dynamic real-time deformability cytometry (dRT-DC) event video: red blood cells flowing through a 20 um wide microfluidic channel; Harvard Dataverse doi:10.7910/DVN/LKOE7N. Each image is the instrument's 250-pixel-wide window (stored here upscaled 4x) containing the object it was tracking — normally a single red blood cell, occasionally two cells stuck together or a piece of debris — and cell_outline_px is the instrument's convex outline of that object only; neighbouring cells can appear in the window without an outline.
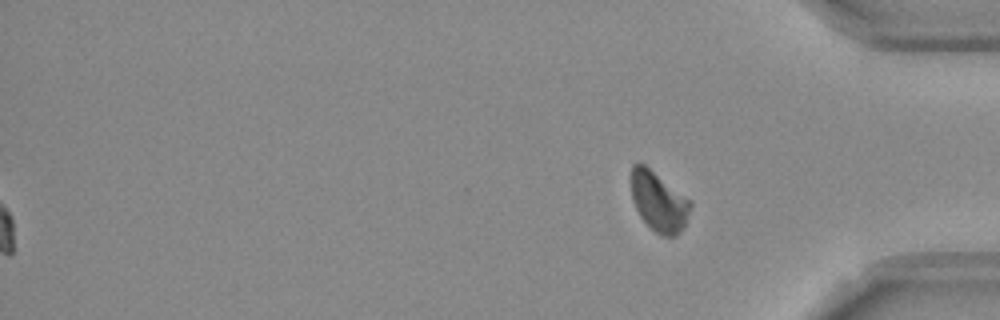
{"species": "Egyptian fruit bat (a non-hibernating species)", "species_latin": "Rousettus aegyptiacus", "temperature_condition": "room temperature", "stored_images_in_passage": 55, "segment_of_instrument_passage": [2, 2], "camera_frame_rate_fps": 3000, "um_per_image_px": 0.085, "frame": {"image": 1, "passage_image": 55, "time_ms": 18.0, "image_size_px": [1000, 320], "cell_outline_px": [[692, 204], [684, 228], [676, 236], [660, 236], [640, 216], [636, 208], [632, 196], [632, 164], [644, 164], [692, 200]], "centroid_in_image_um": [56.04, 17.15], "position_along_channel_um": 379.2, "area_um2": 20.46}}